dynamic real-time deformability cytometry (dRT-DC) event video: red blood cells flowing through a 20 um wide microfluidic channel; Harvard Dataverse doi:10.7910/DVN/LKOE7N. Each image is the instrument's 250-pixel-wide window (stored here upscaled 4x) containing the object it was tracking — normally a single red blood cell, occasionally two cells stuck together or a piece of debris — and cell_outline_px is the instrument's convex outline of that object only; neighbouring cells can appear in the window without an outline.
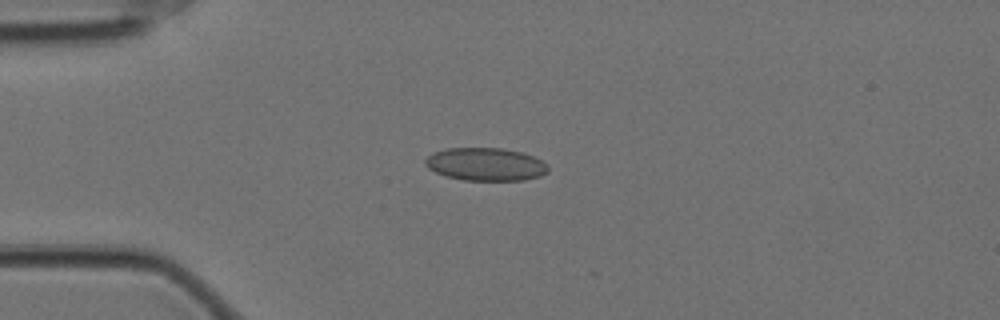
{"species": "Egyptian fruit bat (a non-hibernating species)", "species_latin": "Rousettus aegyptiacus", "temperature_condition": "cold", "stored_images_in_passage": 16, "camera_frame_rate_fps": 3000, "um_per_image_px": 0.085, "animal": {"sex": "female"}, "frame": {"image": 1, "passage_image": 13, "time_ms": 4.0, "image_size_px": [1000, 320], "cell_outline_px": [[548, 172], [540, 176], [524, 180], [464, 180], [444, 176], [428, 168], [424, 164], [424, 160], [432, 152], [448, 148], [504, 148], [524, 152], [548, 164]], "centroid_in_image_um": [41.27, 13.96], "position_along_channel_um": 43.7, "area_um2": 23.76}}